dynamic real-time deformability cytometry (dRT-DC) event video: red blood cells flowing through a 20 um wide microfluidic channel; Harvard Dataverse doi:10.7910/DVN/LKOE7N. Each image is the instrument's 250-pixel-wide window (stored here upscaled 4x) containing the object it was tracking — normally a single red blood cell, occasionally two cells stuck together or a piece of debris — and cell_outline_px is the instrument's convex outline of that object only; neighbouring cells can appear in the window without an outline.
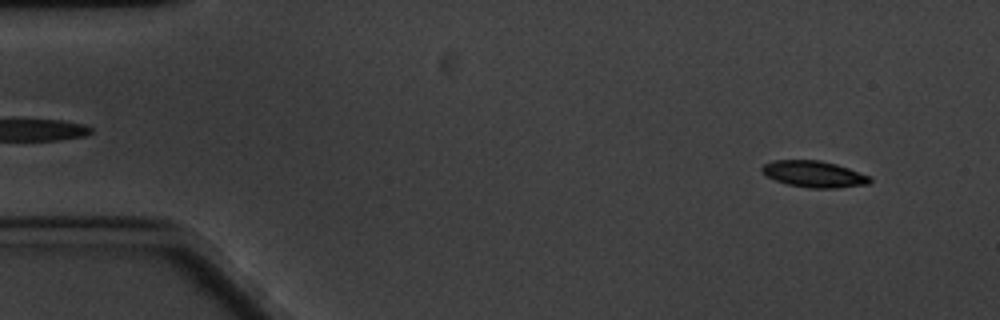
{"species": "common noctule bat (a hibernating species)", "species_latin": "Nyctalus noctula", "temperature_condition": "cold", "stored_images_in_passage": 60, "camera_frame_rate_fps": 3000, "um_per_image_px": 0.085, "animal": {"sex": "male", "body_mass_g": 20.1, "forearm_length_mm": 53.5}, "frame": {"image": 1, "passage_image": 5, "time_ms": 1.333, "image_size_px": [1000, 320], "cell_outline_px": [[872, 180], [868, 184], [836, 188], [808, 188], [788, 184], [776, 180], [768, 176], [760, 168], [764, 164], [772, 160], [820, 160], [836, 164], [872, 176]], "centroid_in_image_um": [69.22, 14.79], "position_along_channel_um": 15.8, "area_um2": 16.59}}
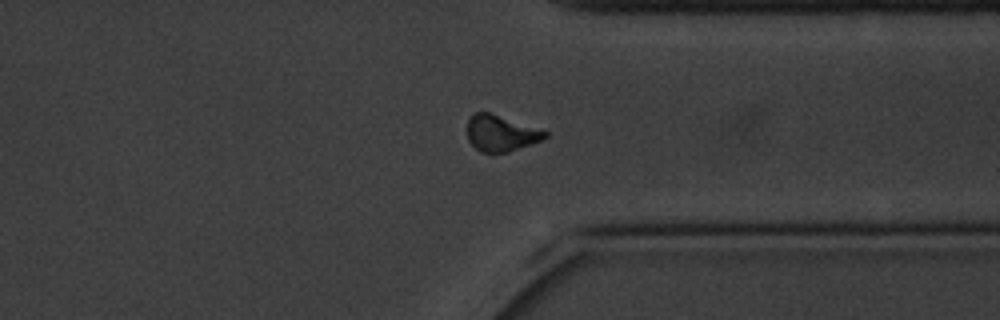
{"frame": {"image": 2, "passage_image": 46, "time_ms": 15.0, "image_size_px": [1000, 320], "cell_outline_px": [[548, 136], [544, 140], [508, 152], [480, 152], [468, 140], [468, 120], [472, 112], [488, 112], [548, 132]], "centroid_in_image_um": [42.57, 11.33], "position_along_channel_um": 368.8, "area_um2": 16.18}}
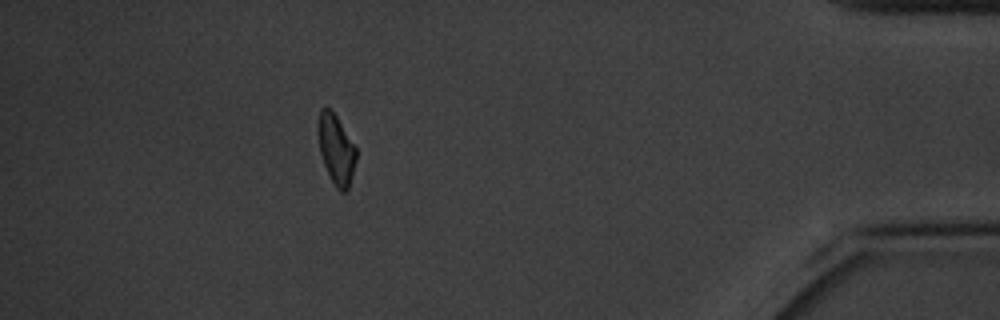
{"frame": {"image": 3, "passage_image": 54, "time_ms": 17.667, "image_size_px": [1000, 320], "cell_outline_px": [[356, 160], [352, 176], [348, 188], [344, 192], [340, 192], [336, 188], [324, 164], [320, 152], [316, 132], [316, 128], [320, 108], [328, 108], [336, 116], [356, 148]], "centroid_in_image_um": [28.54, 12.68], "position_along_channel_um": 406.7, "area_um2": 15.37}, "authors_computed_cell_mechanics": {"area_um2": 16.4441, "velocity_mm_per_s": 3.2924, "shape_relaxation_time_tau1_ms": 4.1072, "shape_relaxation_time_tau2_ms": null, "deformation_change_tau1": 0.1202, "deformation_change_tau2": null}}